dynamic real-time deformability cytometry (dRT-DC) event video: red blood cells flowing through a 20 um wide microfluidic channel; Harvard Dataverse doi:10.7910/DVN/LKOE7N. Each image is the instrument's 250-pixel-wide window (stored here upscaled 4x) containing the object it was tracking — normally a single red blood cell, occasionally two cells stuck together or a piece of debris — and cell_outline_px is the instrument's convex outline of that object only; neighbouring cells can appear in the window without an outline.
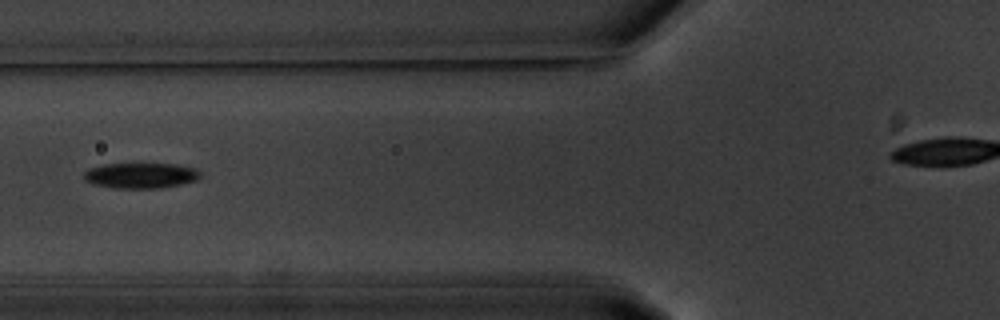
{"species": "common noctule bat (a hibernating species)", "species_latin": "Nyctalus noctula", "temperature_condition": "warm", "stored_images_in_passage": 8, "camera_frame_rate_fps": 3000, "um_per_image_px": 0.085, "animal": {"sex": "male", "body_mass_g": 20.1, "forearm_length_mm": 53.5}, "frame": {"image": 1, "passage_image": 7, "time_ms": 7.0, "image_size_px": [1000, 320], "cell_outline_px": [[200, 176], [196, 180], [180, 184], [160, 188], [112, 188], [92, 184], [84, 180], [84, 172], [88, 168], [100, 164], [176, 164], [196, 168], [200, 172]], "centroid_in_image_um": [11.92, 14.91], "position_along_channel_um": 113.9, "area_um2": 17.4}}